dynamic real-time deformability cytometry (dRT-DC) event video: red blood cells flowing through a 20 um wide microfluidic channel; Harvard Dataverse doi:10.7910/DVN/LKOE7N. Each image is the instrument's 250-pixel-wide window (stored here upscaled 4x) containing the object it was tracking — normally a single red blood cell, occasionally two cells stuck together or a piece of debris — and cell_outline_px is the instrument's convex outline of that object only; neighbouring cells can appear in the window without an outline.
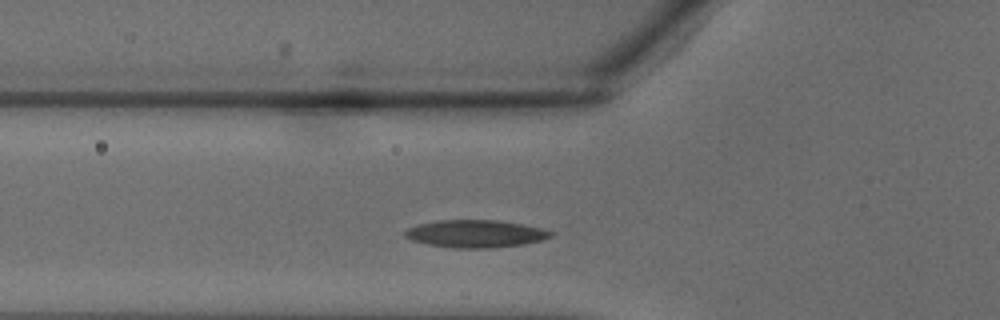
{"species": "common noctule bat (a hibernating species)", "species_latin": "Nyctalus noctula", "temperature_condition": "warm", "stored_images_in_passage": 30, "camera_frame_rate_fps": 3000, "um_per_image_px": 0.085, "animal": {"sex": "male", "body_mass_g": 18.8}, "frame": {"image": 1, "passage_image": 5, "time_ms": 1.333, "image_size_px": [1000, 320], "cell_outline_px": [[552, 236], [544, 240], [524, 244], [492, 248], [452, 248], [428, 244], [412, 240], [404, 236], [404, 232], [408, 228], [420, 224], [436, 220], [500, 220], [540, 228], [552, 232]], "centroid_in_image_um": [40.41, 19.87], "position_along_channel_um": 85.4, "area_um2": 23.35}}
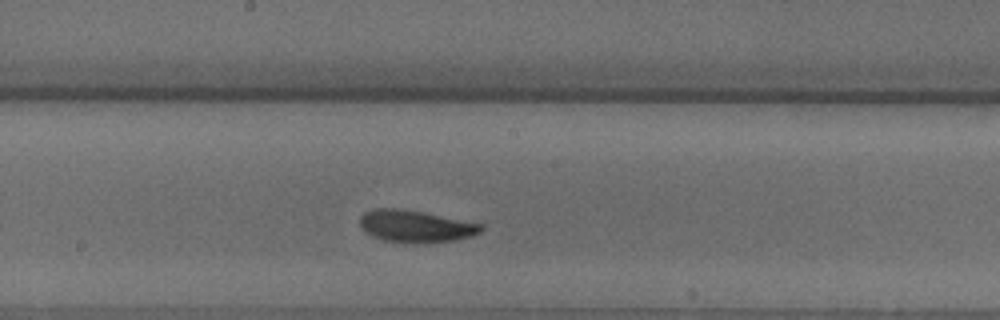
{"frame": {"image": 2, "passage_image": 12, "time_ms": 3.667, "image_size_px": [1000, 320], "cell_outline_px": [[484, 228], [480, 232], [472, 236], [456, 240], [384, 240], [372, 236], [364, 232], [360, 228], [360, 216], [364, 212], [372, 208], [404, 208], [484, 224]], "centroid_in_image_um": [35.3, 19.16], "position_along_channel_um": 212.9, "area_um2": 22.08}}
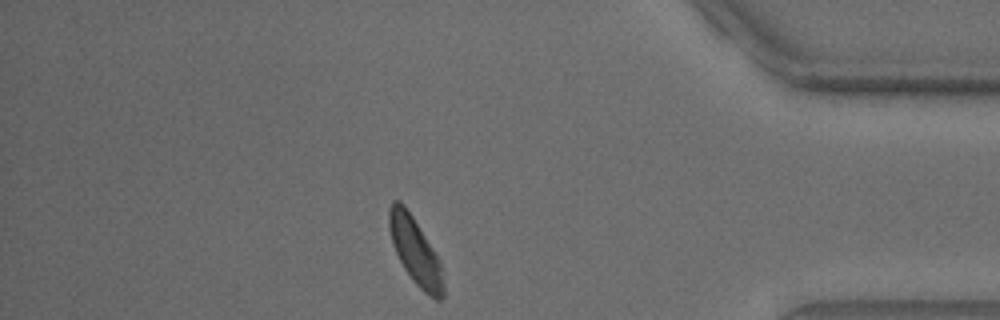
{"frame": {"image": 3, "passage_image": 24, "time_ms": 7.667, "image_size_px": [1000, 320], "cell_outline_px": [[444, 296], [440, 300], [436, 300], [428, 296], [412, 280], [404, 268], [392, 244], [388, 228], [388, 208], [392, 200], [400, 200], [404, 204], [412, 216], [440, 260], [444, 288]], "centroid_in_image_um": [35.28, 21.34], "position_along_channel_um": 399.9, "area_um2": 21.15}}